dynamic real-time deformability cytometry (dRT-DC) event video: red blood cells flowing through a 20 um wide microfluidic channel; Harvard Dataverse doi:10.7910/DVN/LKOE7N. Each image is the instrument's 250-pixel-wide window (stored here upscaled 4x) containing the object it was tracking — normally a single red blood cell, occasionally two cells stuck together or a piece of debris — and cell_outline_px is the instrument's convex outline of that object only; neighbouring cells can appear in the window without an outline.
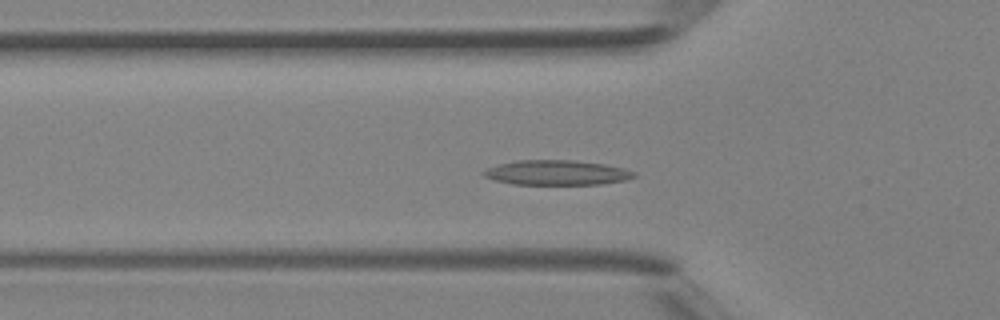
{"species": "Egyptian fruit bat (a non-hibernating species)", "species_latin": "Rousettus aegyptiacus", "temperature_condition": "room temperature", "stored_images_in_passage": 43, "camera_frame_rate_fps": 3000, "um_per_image_px": 0.085, "animal": {"sex": "female"}, "frame": {"image": 1, "passage_image": 14, "time_ms": 4.333, "image_size_px": [1000, 320], "cell_outline_px": [[636, 176], [624, 180], [600, 184], [512, 184], [496, 180], [484, 176], [480, 172], [488, 168], [500, 164], [516, 160], [572, 160], [604, 164], [624, 168], [636, 172]], "centroid_in_image_um": [47.32, 14.67], "position_along_channel_um": 78.5, "area_um2": 21.62}}
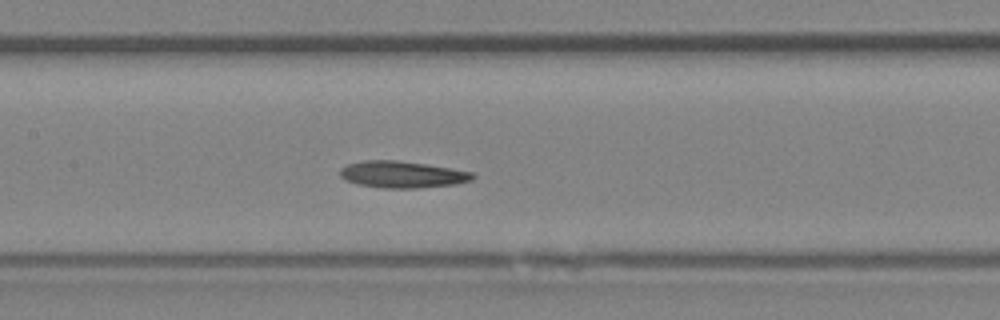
{"frame": {"image": 2, "passage_image": 20, "time_ms": 6.333, "image_size_px": [1000, 320], "cell_outline_px": [[476, 176], [472, 180], [456, 184], [416, 188], [380, 188], [356, 184], [344, 180], [340, 176], [340, 168], [348, 164], [364, 160], [396, 160], [424, 164], [472, 172]], "centroid_in_image_um": [34.14, 14.84], "position_along_channel_um": 173.3, "area_um2": 20.63}}
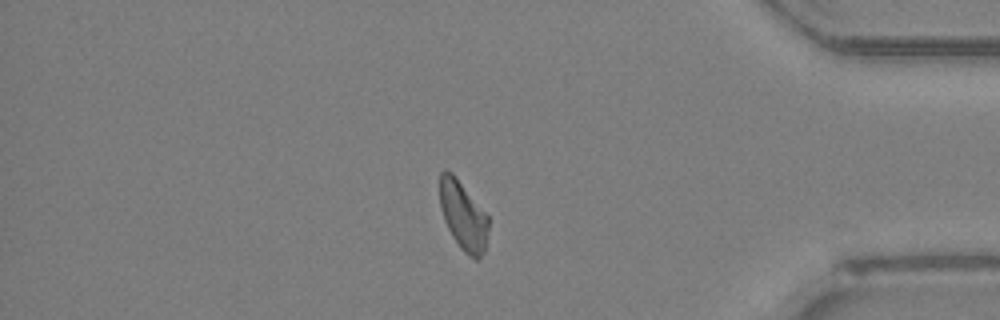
{"frame": {"image": 3, "passage_image": 36, "time_ms": 11.667, "image_size_px": [1000, 320], "cell_outline_px": [[488, 228], [484, 252], [476, 260], [468, 256], [460, 248], [452, 236], [444, 220], [440, 208], [440, 172], [444, 168], [452, 172], [488, 216]], "centroid_in_image_um": [39.35, 18.33], "position_along_channel_um": 395.9, "area_um2": 19.36}}